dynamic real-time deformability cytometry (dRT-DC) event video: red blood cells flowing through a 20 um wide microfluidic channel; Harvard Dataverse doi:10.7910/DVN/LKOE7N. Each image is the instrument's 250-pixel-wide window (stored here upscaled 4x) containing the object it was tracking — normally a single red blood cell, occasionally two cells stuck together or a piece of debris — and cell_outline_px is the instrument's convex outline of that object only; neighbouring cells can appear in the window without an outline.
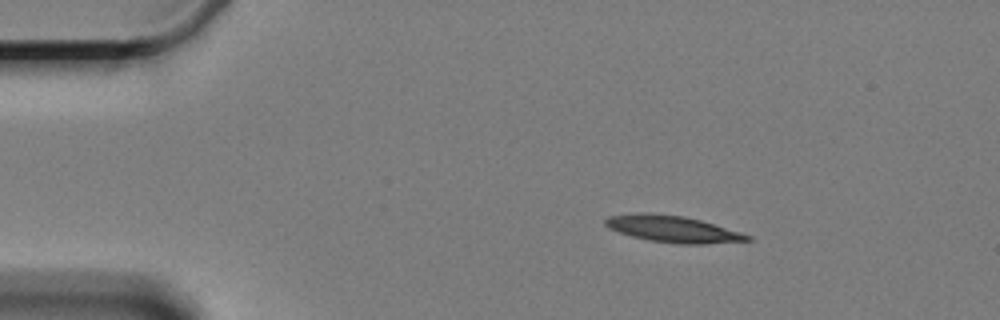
{"species": "Egyptian fruit bat (a non-hibernating species)", "species_latin": "Rousettus aegyptiacus", "temperature_condition": "cold", "stored_images_in_passage": 7, "camera_frame_rate_fps": 3000, "um_per_image_px": 0.085, "animal": {"sex": "female"}, "frame": {"image": 1, "passage_image": 7, "time_ms": 8.0, "image_size_px": [1000, 320], "cell_outline_px": [[752, 240], [704, 244], [680, 244], [648, 240], [632, 236], [608, 228], [604, 224], [604, 220], [608, 216], [636, 212], [648, 212], [684, 216], [700, 220], [740, 232], [752, 236]], "centroid_in_image_um": [57.15, 19.45], "position_along_channel_um": 27.9, "area_um2": 22.02}}